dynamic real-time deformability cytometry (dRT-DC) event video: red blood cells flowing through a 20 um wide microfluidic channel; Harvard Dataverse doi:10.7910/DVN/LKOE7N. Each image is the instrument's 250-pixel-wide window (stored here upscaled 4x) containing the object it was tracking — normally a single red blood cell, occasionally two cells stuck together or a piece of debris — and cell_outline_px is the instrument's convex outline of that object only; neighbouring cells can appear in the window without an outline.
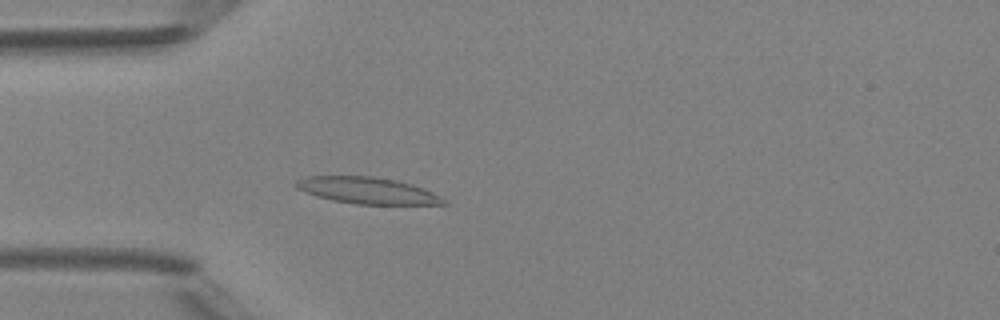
{"species": "Egyptian fruit bat (a non-hibernating species)", "species_latin": "Rousettus aegyptiacus", "temperature_condition": "room temperature", "stored_images_in_passage": 49, "camera_frame_rate_fps": 3000, "um_per_image_px": 0.085, "animal": {"sex": "female"}, "frame": {"image": 1, "passage_image": 14, "time_ms": 4.333, "image_size_px": [1000, 320], "cell_outline_px": [[448, 204], [356, 204], [332, 200], [316, 196], [304, 192], [296, 188], [292, 184], [296, 180], [304, 176], [372, 176], [396, 180], [412, 184], [424, 188], [448, 200]], "centroid_in_image_um": [31.19, 16.19], "position_along_channel_um": 53.8, "area_um2": 23.0}}
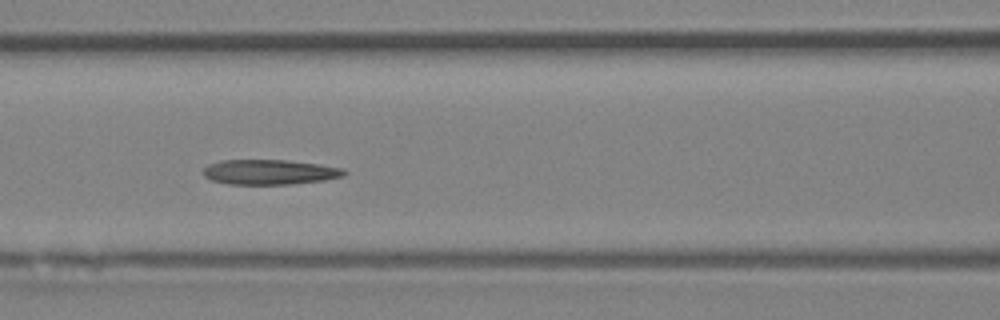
{"frame": {"image": 2, "passage_image": 21, "time_ms": 6.667, "image_size_px": [1000, 320], "cell_outline_px": [[348, 172], [344, 176], [324, 180], [292, 184], [228, 184], [212, 180], [204, 176], [204, 168], [208, 164], [220, 160], [284, 160], [316, 164], [344, 168]], "centroid_in_image_um": [22.92, 14.62], "position_along_channel_um": 143.7, "area_um2": 20.46}}
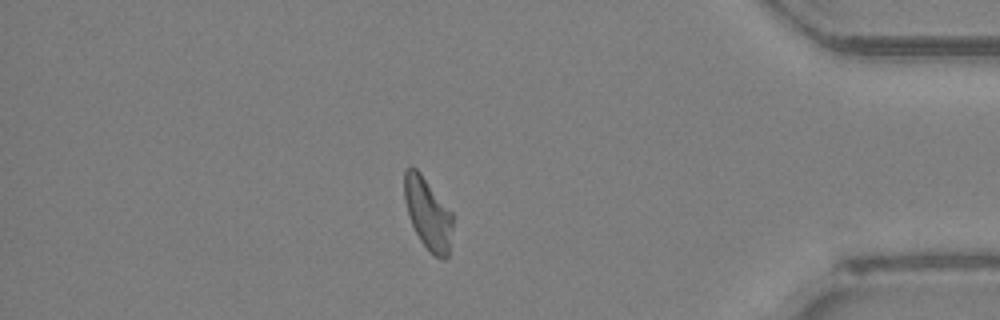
{"frame": {"image": 3, "passage_image": 42, "time_ms": 13.667, "image_size_px": [1000, 320], "cell_outline_px": [[452, 228], [448, 256], [444, 260], [436, 256], [420, 240], [408, 216], [404, 200], [404, 168], [416, 168], [420, 172], [452, 212]], "centroid_in_image_um": [36.35, 18.12], "position_along_channel_um": 398.8, "area_um2": 19.94}, "authors_computed_cell_mechanics": {"area_um2": 20.9236, "velocity_mm_per_s": 4.1616, "shape_relaxation_time_tau1_ms": null, "shape_relaxation_time_tau2_ms": 5.174, "deformation_change_tau1": null, "deformation_change_tau2": 0.1374}}